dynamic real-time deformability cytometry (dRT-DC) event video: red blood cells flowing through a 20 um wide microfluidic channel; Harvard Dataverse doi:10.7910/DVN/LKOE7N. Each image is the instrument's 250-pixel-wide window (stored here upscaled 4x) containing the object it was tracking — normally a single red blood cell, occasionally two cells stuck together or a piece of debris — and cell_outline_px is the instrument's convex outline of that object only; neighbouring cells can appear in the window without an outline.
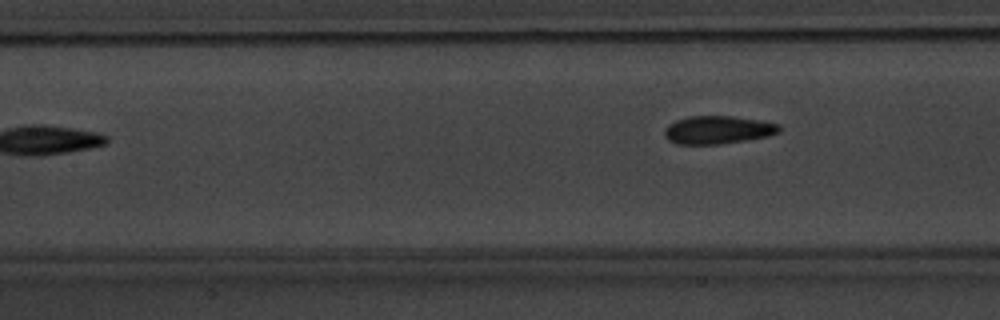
{"species": "common noctule bat (a hibernating species)", "species_latin": "Nyctalus noctula", "temperature_condition": "warm", "stored_images_in_passage": 6, "camera_frame_rate_fps": 3000, "um_per_image_px": 0.085, "animal": {"sex": "male", "body_mass_g": 20.1, "forearm_length_mm": 53.5}, "frame": {"image": 1, "passage_image": 6, "time_ms": 6.0, "image_size_px": [1000, 320], "cell_outline_px": [[780, 132], [768, 136], [720, 144], [676, 144], [668, 140], [664, 136], [664, 128], [668, 124], [676, 120], [688, 116], [732, 116], [760, 120], [776, 124], [780, 128]], "centroid_in_image_um": [60.96, 11.04], "position_along_channel_um": 146.4, "area_um2": 18.73}}